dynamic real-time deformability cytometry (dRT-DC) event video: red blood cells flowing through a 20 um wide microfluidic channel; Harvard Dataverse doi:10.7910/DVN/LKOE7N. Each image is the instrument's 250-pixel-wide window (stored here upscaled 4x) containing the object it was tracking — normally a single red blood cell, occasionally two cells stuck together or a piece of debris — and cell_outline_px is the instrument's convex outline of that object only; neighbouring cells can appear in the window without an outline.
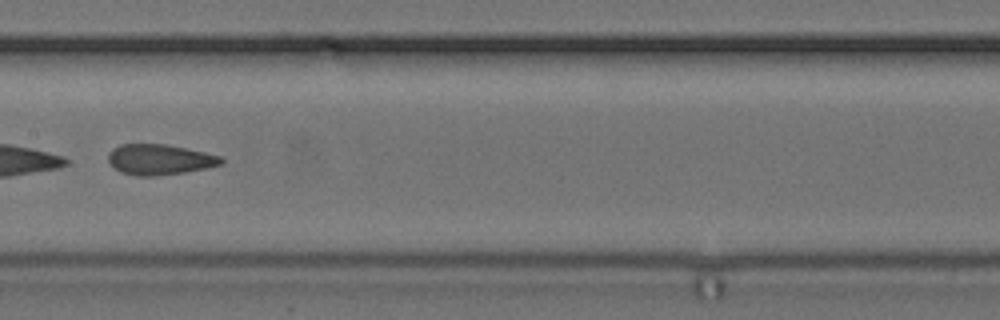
{"species": "common noctule bat (a hibernating species)", "species_latin": "Nyctalus noctula", "temperature_condition": "cold", "stored_images_in_passage": 7, "camera_frame_rate_fps": 3000, "um_per_image_px": 0.085, "animal": {"sex": "female", "body_mass_g": 24.6, "forearm_length_mm": 56.2}, "frame": {"image": 1, "passage_image": 7, "time_ms": 7.0, "image_size_px": [1000, 320], "cell_outline_px": [[224, 160], [220, 164], [208, 168], [184, 172], [156, 176], [136, 176], [120, 172], [108, 160], [108, 152], [112, 148], [120, 144], [164, 144], [204, 152], [220, 156]], "centroid_in_image_um": [13.54, 13.56], "position_along_channel_um": 193.9, "area_um2": 20.0}}